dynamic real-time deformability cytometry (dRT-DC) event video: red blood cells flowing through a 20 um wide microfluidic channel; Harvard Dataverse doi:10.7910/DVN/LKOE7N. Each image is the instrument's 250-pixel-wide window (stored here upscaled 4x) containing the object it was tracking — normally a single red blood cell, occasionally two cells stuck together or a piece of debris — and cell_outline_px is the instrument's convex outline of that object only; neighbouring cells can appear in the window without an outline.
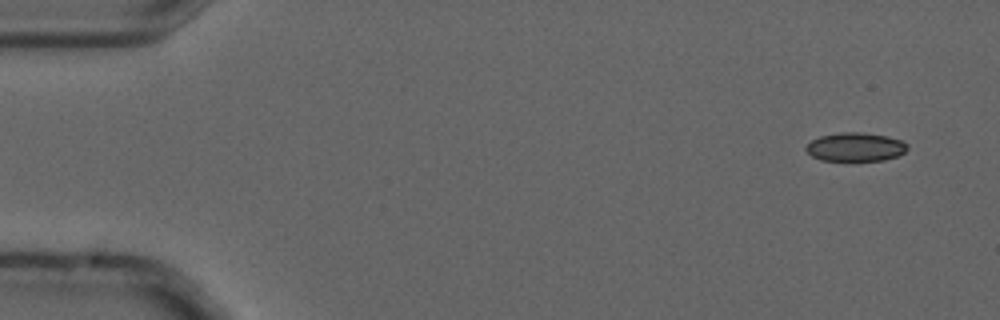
{"species": "common noctule bat (a hibernating species)", "species_latin": "Nyctalus noctula", "temperature_condition": "cold", "stored_images_in_passage": 3, "camera_frame_rate_fps": 3000, "um_per_image_px": 0.085, "animal": {"sex": "male", "forearm_length_mm": 52.5}, "frame": {"image": 1, "passage_image": 1, "time_ms": 0.0, "image_size_px": [1000, 320], "cell_outline_px": [[908, 148], [904, 152], [896, 156], [884, 160], [820, 160], [812, 156], [804, 148], [812, 140], [820, 136], [840, 132], [864, 132], [888, 136], [900, 140], [908, 144]], "centroid_in_image_um": [72.71, 12.48], "position_along_channel_um": 12.3, "area_um2": 16.88}}